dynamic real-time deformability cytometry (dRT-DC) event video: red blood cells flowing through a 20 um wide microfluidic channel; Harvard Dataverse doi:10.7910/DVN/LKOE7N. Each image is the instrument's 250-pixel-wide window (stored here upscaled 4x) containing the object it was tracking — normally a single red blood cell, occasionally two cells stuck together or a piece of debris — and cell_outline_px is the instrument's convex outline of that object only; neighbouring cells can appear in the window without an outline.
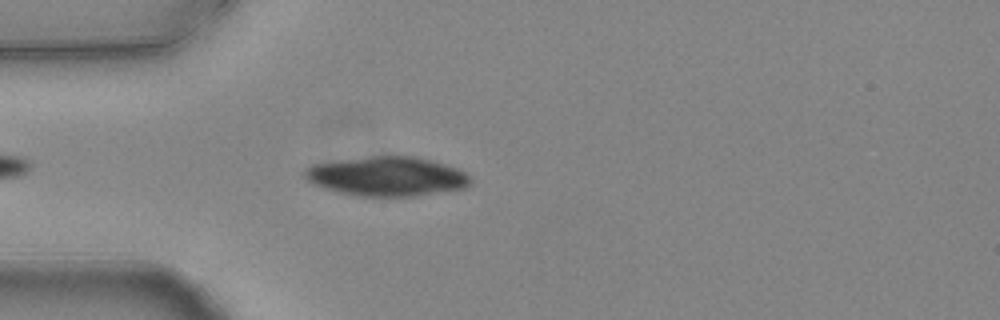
{"species": "common noctule bat (a hibernating species)", "species_latin": "Nyctalus noctula", "temperature_condition": "warm", "stored_images_in_passage": 30, "camera_frame_rate_fps": 3000, "um_per_image_px": 0.085, "animal": {"sex": "female", "body_mass_g": 24.6, "forearm_length_mm": 56.2}, "frame": {"image": 1, "passage_image": 6, "time_ms": 1.667, "image_size_px": [1000, 320], "cell_outline_px": [[472, 184], [464, 188], [412, 196], [356, 196], [324, 188], [312, 184], [300, 172], [304, 168], [312, 164], [340, 160], [372, 156], [416, 156], [432, 160], [460, 168], [472, 180]], "centroid_in_image_um": [32.87, 14.98], "position_along_channel_um": 52.1, "area_um2": 38.21}}
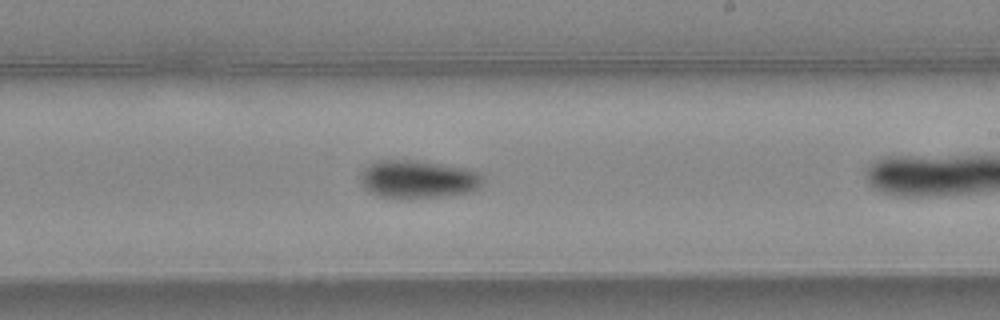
{"frame": {"image": 2, "passage_image": 19, "time_ms": 6.0, "image_size_px": [1000, 320], "cell_outline_px": [[484, 176], [480, 184], [476, 188], [468, 192], [412, 200], [404, 200], [376, 196], [368, 192], [364, 188], [360, 180], [360, 176], [376, 160], [412, 160], [468, 168]], "centroid_in_image_um": [35.49, 15.27], "position_along_channel_um": 253.5, "area_um2": 27.22}}
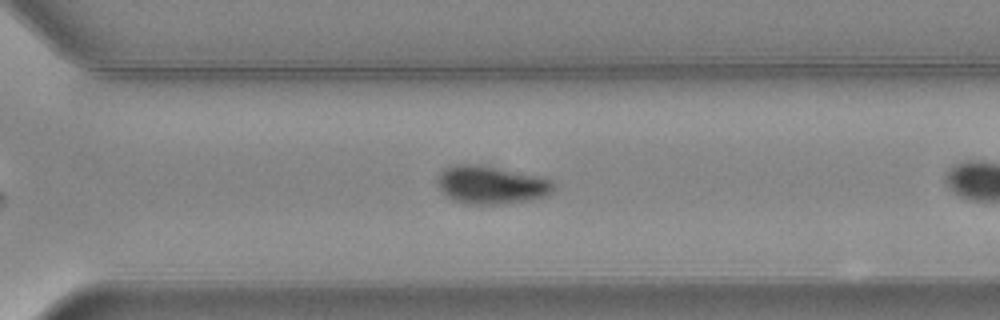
{"frame": {"image": 3, "passage_image": 25, "time_ms": 8.0, "image_size_px": [1000, 320], "cell_outline_px": [[556, 188], [548, 196], [532, 200], [496, 204], [464, 204], [452, 200], [444, 196], [436, 184], [436, 180], [440, 172], [456, 164], [476, 164], [544, 176], [552, 180], [556, 184]], "centroid_in_image_um": [41.78, 15.72], "position_along_channel_um": 328.8, "area_um2": 26.36}}